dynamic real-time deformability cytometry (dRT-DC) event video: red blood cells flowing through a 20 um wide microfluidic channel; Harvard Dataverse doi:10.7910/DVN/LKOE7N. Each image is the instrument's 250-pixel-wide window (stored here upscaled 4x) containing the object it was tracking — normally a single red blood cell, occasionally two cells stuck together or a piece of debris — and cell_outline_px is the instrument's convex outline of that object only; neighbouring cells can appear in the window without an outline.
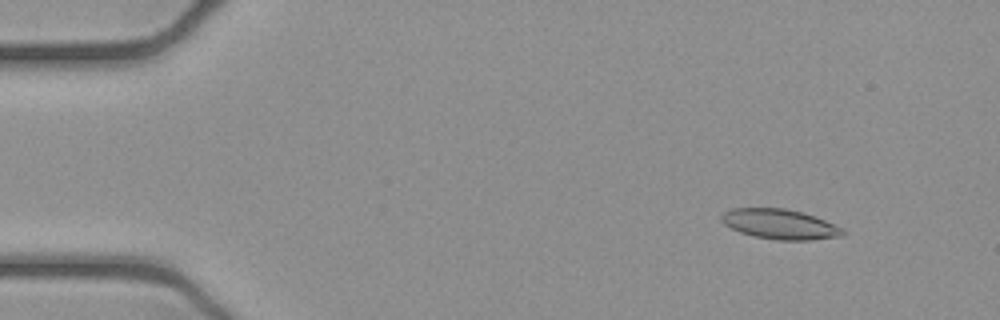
{"species": "common noctule bat (a hibernating species)", "species_latin": "Nyctalus noctula", "temperature_condition": "cold", "stored_images_in_passage": 53, "camera_frame_rate_fps": 3000, "um_per_image_px": 0.085, "animal": {"sex": "female", "body_mass_g": 21.9}, "frame": {"image": 1, "passage_image": 6, "time_ms": 1.667, "image_size_px": [1000, 320], "cell_outline_px": [[844, 236], [812, 240], [776, 240], [752, 236], [740, 232], [724, 224], [720, 220], [720, 216], [724, 212], [732, 208], [784, 208], [804, 212], [824, 220], [840, 228], [844, 232]], "centroid_in_image_um": [66.26, 19.05], "position_along_channel_um": 18.7, "area_um2": 21.21}}
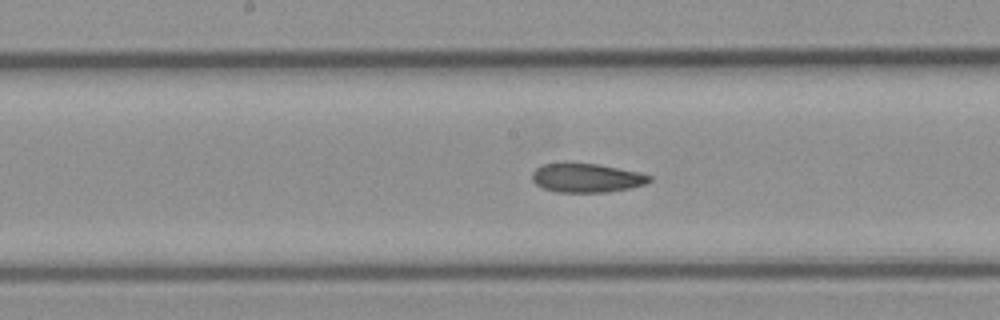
{"frame": {"image": 2, "passage_image": 27, "time_ms": 8.667, "image_size_px": [1000, 320], "cell_outline_px": [[652, 180], [644, 184], [632, 188], [608, 192], [556, 192], [544, 188], [536, 184], [532, 180], [532, 172], [540, 164], [564, 160], [600, 164], [640, 172], [652, 176]], "centroid_in_image_um": [49.83, 15.07], "position_along_channel_um": 198.4, "area_um2": 20.63}}
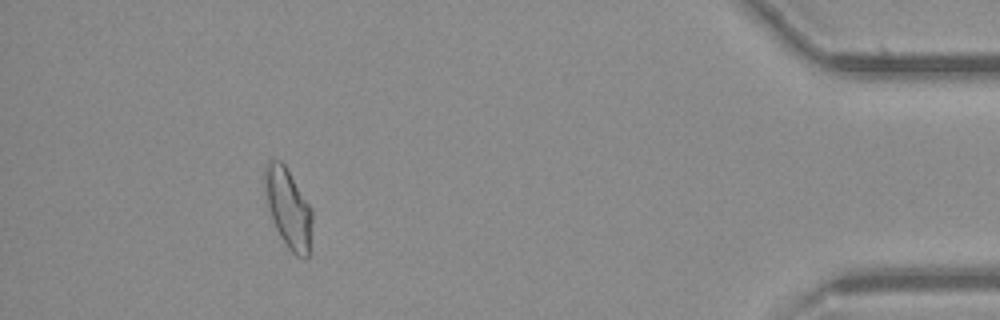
{"frame": {"image": 3, "passage_image": 48, "time_ms": 15.667, "image_size_px": [1000, 320], "cell_outline_px": [[312, 220], [308, 256], [304, 260], [296, 256], [288, 248], [280, 236], [272, 220], [268, 208], [264, 192], [264, 168], [268, 160], [280, 160], [284, 164], [312, 208]], "centroid_in_image_um": [24.48, 17.69], "position_along_channel_um": 410.7, "area_um2": 22.02}, "authors_computed_cell_mechanics": {"area_um2": 20.9814, "velocity_mm_per_s": 3.9082, "shape_relaxation_time_tau1_ms": null, "shape_relaxation_time_tau2_ms": 3.8279, "deformation_change_tau1": null, "deformation_change_tau2": 0.1034}}